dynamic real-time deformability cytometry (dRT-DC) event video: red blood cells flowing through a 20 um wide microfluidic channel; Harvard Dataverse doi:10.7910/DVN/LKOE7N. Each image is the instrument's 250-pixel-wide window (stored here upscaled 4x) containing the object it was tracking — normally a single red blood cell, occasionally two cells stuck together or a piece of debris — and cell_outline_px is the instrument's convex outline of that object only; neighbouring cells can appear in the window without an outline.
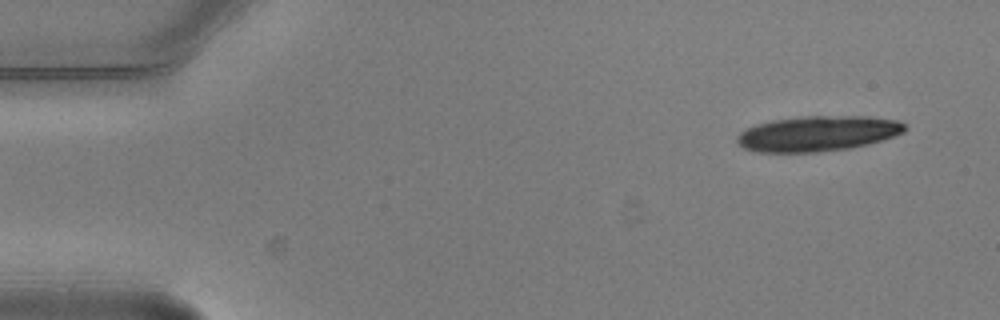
{"species": "common noctule bat (a hibernating species)", "species_latin": "Nyctalus noctula", "temperature_condition": "warm", "stored_images_in_passage": 6, "camera_frame_rate_fps": 3000, "um_per_image_px": 0.085, "animal": {"sex": "male", "body_mass_g": 20.5, "forearm_length_mm": 52.5}, "frame": {"image": 1, "passage_image": 1, "time_ms": 0.0, "image_size_px": [1000, 320], "cell_outline_px": [[904, 132], [868, 144], [848, 148], [816, 152], [756, 152], [744, 148], [736, 140], [736, 136], [740, 132], [748, 128], [760, 124], [776, 120], [808, 116], [868, 116], [896, 120], [904, 124]], "centroid_in_image_um": [69.49, 11.36], "position_along_channel_um": 15.5, "area_um2": 33.99}}
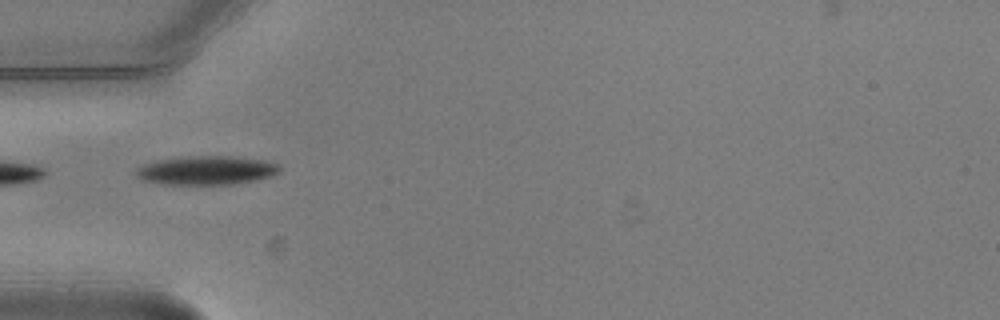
{"frame": {"image": 2, "passage_image": 4, "time_ms": 1.0, "image_size_px": [1000, 320], "cell_outline_px": [[280, 172], [272, 176], [256, 180], [232, 184], [164, 184], [140, 180], [136, 176], [136, 168], [144, 164], [156, 160], [188, 156], [228, 156], [264, 160], [280, 164]], "centroid_in_image_um": [17.54, 14.48], "position_along_channel_um": 67.5, "area_um2": 24.22}}
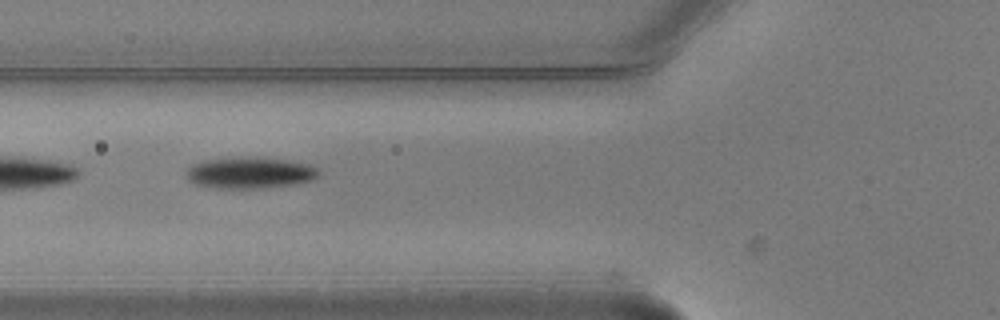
{"frame": {"image": 3, "passage_image": 5, "time_ms": 1.333, "image_size_px": [1000, 320], "cell_outline_px": [[320, 176], [312, 180], [292, 184], [264, 188], [216, 188], [196, 184], [188, 180], [188, 168], [192, 164], [204, 160], [284, 160], [308, 164], [316, 168], [320, 172]], "centroid_in_image_um": [21.27, 14.74], "position_along_channel_um": 104.5, "area_um2": 22.89}}